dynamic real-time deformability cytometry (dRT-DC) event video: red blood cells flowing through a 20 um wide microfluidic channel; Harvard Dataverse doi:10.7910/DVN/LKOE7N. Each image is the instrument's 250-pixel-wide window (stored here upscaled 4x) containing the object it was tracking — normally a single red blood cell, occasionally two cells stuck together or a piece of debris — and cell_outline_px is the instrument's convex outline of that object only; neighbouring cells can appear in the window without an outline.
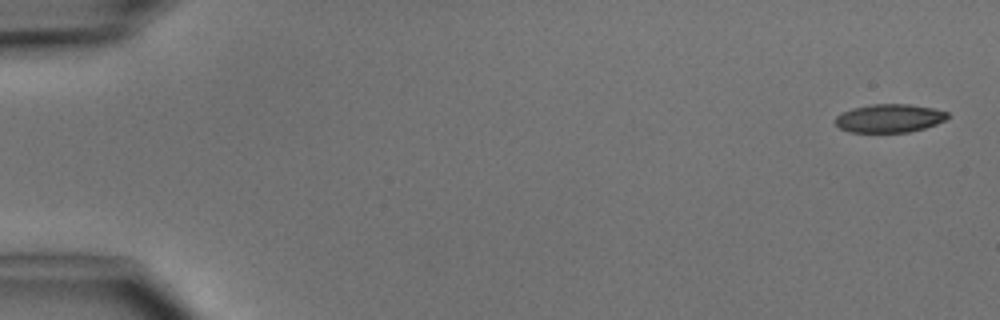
{"species": "common noctule bat (a hibernating species)", "species_latin": "Nyctalus noctula", "temperature_condition": "cold", "stored_images_in_passage": 4, "camera_frame_rate_fps": 3000, "um_per_image_px": 0.085, "animal": {"sex": "male", "body_mass_g": 15.6}, "frame": {"image": 1, "passage_image": 1, "time_ms": 0.0, "image_size_px": [1000, 320], "cell_outline_px": [[948, 116], [944, 120], [936, 124], [924, 128], [908, 132], [848, 132], [840, 128], [836, 124], [836, 116], [840, 112], [852, 108], [872, 104], [908, 104], [932, 108], [948, 112]], "centroid_in_image_um": [75.56, 10.05], "position_along_channel_um": 9.4, "area_um2": 18.5}}
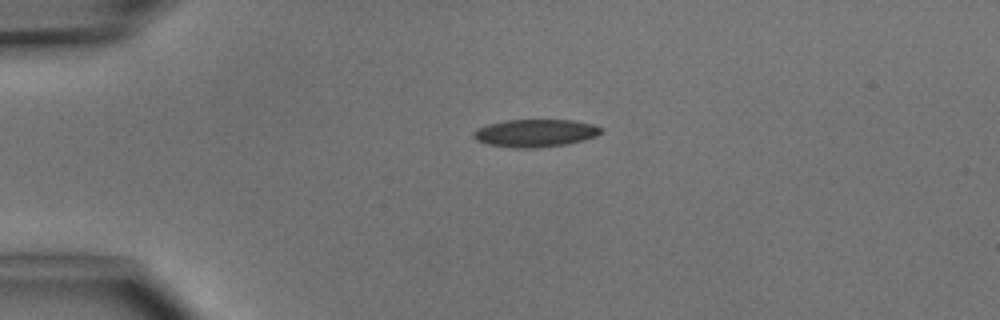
{"frame": {"image": 2, "passage_image": 3, "time_ms": 3.333, "image_size_px": [1000, 320], "cell_outline_px": [[600, 132], [596, 136], [584, 140], [568, 144], [536, 148], [512, 148], [488, 144], [476, 140], [472, 136], [472, 132], [476, 128], [488, 124], [504, 120], [572, 120], [592, 124], [600, 128]], "centroid_in_image_um": [45.44, 11.32], "position_along_channel_um": 39.6, "area_um2": 20.63}}